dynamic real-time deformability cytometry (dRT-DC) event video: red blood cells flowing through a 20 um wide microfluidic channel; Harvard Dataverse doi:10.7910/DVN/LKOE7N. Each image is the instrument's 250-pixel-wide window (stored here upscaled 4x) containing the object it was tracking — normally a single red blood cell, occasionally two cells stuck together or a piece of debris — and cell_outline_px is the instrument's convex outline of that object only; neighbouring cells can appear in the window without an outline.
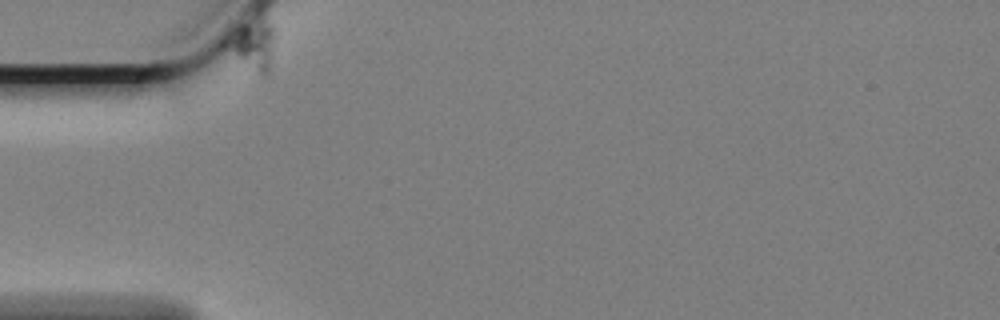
{"species": "Egyptian fruit bat (a non-hibernating species)", "species_latin": "Rousettus aegyptiacus", "temperature_condition": "cold", "stored_images_in_passage": 48, "camera_frame_rate_fps": 3000, "um_per_image_px": 0.085, "animal": {"sex": "female"}, "frame": {"image": 1, "passage_image": 1, "time_ms": 0.0, "image_size_px": [1000, 320], "cell_outline_px": [[276, 28], [272, 64], [268, 76], [260, 76], [224, 48], [220, 44], [220, 40], [260, 12], [264, 12]], "centroid_in_image_um": [21.53, 3.71], "position_along_channel_um": 63.5, "area_um2": 15.61}}
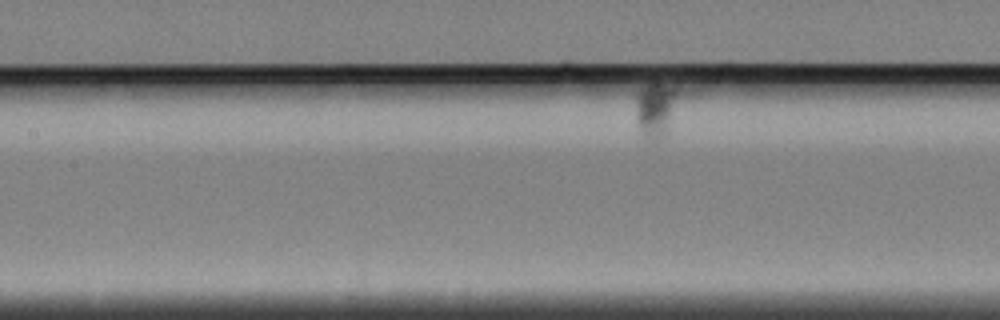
{"frame": {"image": 2, "passage_image": 20, "time_ms": 6.333, "image_size_px": [1000, 320], "cell_outline_px": [[676, 96], [668, 132], [664, 136], [656, 140], [648, 140], [640, 136], [636, 120], [636, 96], [648, 84], [660, 84], [676, 88]], "centroid_in_image_um": [55.66, 9.4], "position_along_channel_um": 151.7, "area_um2": 13.18}}
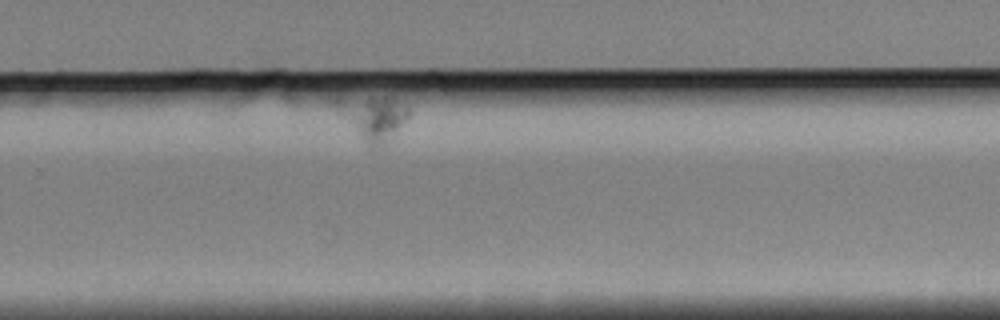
{"frame": {"image": 3, "passage_image": 42, "time_ms": 13.667, "image_size_px": [1000, 320], "cell_outline_px": [[412, 112], [384, 148], [368, 148], [332, 104], [332, 100], [336, 96], [392, 96], [412, 108]], "centroid_in_image_um": [31.71, 9.96], "position_along_channel_um": 298.1, "area_um2": 19.77}}